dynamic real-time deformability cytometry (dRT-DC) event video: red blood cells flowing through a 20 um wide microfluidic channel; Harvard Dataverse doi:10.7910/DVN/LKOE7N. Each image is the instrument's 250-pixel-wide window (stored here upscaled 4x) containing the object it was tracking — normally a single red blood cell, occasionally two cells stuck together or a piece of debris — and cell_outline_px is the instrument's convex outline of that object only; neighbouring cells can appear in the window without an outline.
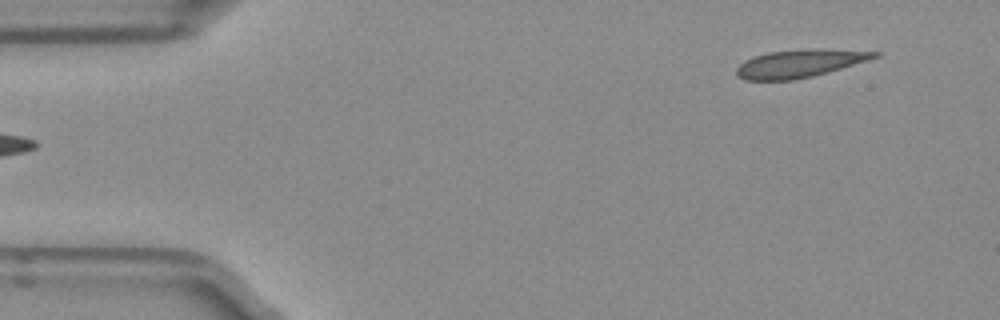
{"species": "Egyptian fruit bat (a non-hibernating species)", "species_latin": "Rousettus aegyptiacus", "temperature_condition": "room temperature", "stored_images_in_passage": 47, "camera_frame_rate_fps": 3000, "um_per_image_px": 0.085, "frame": {"image": 1, "passage_image": 1, "time_ms": 0.0, "image_size_px": [1000, 320], "cell_outline_px": [[884, 52], [880, 56], [868, 60], [828, 72], [812, 76], [792, 80], [744, 80], [736, 76], [736, 68], [744, 60], [752, 56], [768, 52], [804, 48], [820, 48]], "centroid_in_image_um": [67.97, 5.37], "position_along_channel_um": 17.0, "area_um2": 22.77}}
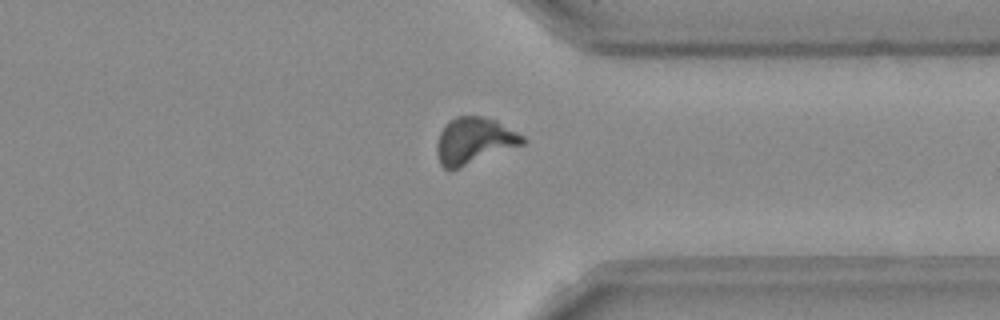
{"frame": {"image": 2, "passage_image": 35, "time_ms": 11.333, "image_size_px": [1000, 320], "cell_outline_px": [[528, 140], [524, 144], [456, 168], [444, 168], [440, 164], [436, 152], [436, 144], [440, 132], [444, 124], [448, 120], [456, 116], [484, 116], [496, 120], [524, 136]], "centroid_in_image_um": [40.29, 11.92], "position_along_channel_um": 371.1, "area_um2": 23.06}}
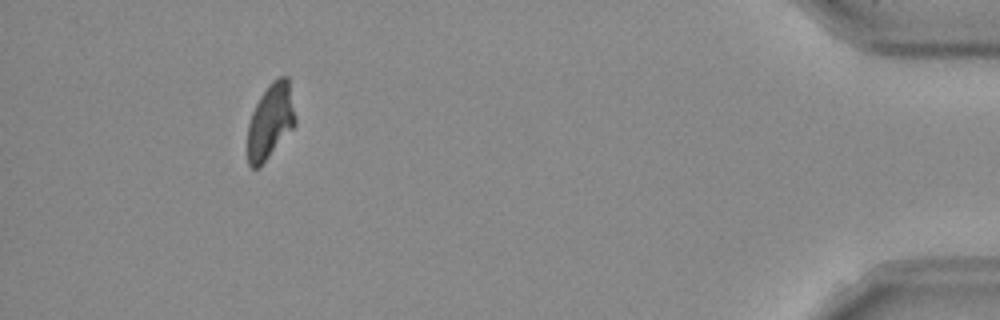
{"frame": {"image": 3, "passage_image": 43, "time_ms": 14.0, "image_size_px": [1000, 320], "cell_outline_px": [[296, 124], [260, 168], [252, 168], [248, 164], [248, 124], [252, 112], [260, 96], [268, 84], [272, 80], [280, 76], [288, 76], [296, 120]], "centroid_in_image_um": [22.98, 10.3], "position_along_channel_um": 412.2, "area_um2": 20.92}, "authors_computed_cell_mechanics": {"area_um2": 22.5998, "velocity_mm_per_s": 3.938, "shape_relaxation_time_tau1_ms": 8.0781, "shape_relaxation_time_tau2_ms": null, "deformation_change_tau1": 0.1663, "deformation_change_tau2": null}}